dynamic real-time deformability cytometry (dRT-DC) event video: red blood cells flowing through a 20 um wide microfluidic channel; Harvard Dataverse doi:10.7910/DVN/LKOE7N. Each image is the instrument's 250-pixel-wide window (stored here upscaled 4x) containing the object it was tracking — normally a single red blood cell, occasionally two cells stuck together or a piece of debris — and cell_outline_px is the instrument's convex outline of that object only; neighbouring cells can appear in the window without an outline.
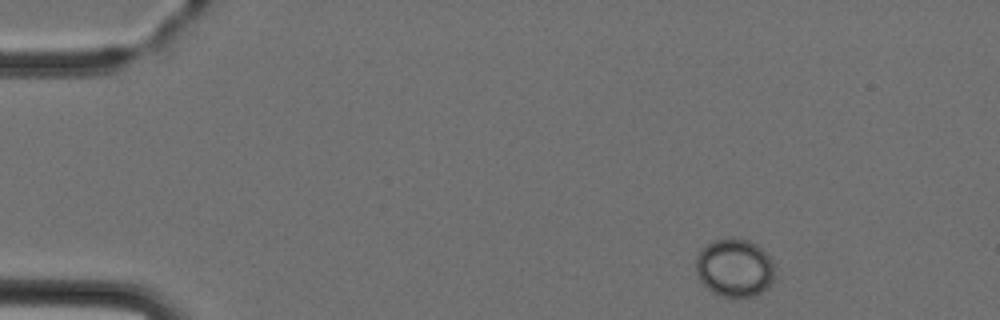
{"species": "Egyptian fruit bat (a non-hibernating species)", "species_latin": "Rousettus aegyptiacus", "temperature_condition": "cold", "stored_images_in_passage": 4, "camera_frame_rate_fps": 3000, "um_per_image_px": 0.085, "animal": {"sex": "female"}, "frame": {"image": 1, "passage_image": 1, "time_ms": 0.0, "image_size_px": [1000, 320], "cell_outline_px": [[772, 280], [768, 288], [752, 296], [720, 296], [712, 292], [700, 280], [696, 272], [696, 256], [700, 248], [712, 240], [732, 236], [748, 240], [756, 244], [768, 256], [772, 264]], "centroid_in_image_um": [62.38, 22.72], "position_along_channel_um": 22.6, "area_um2": 26.65}}
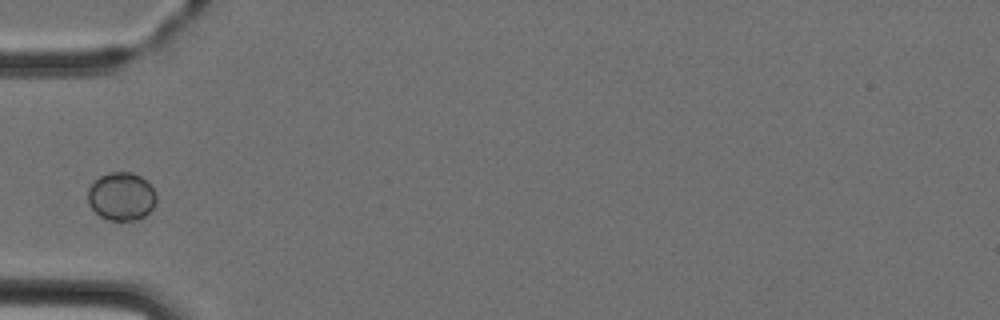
{"frame": {"image": 2, "passage_image": 4, "time_ms": 3.333, "image_size_px": [1000, 320], "cell_outline_px": [[156, 200], [152, 208], [144, 216], [136, 220], [108, 220], [100, 216], [88, 204], [88, 188], [100, 176], [108, 172], [132, 172], [148, 180], [152, 184], [156, 192]], "centroid_in_image_um": [10.34, 16.68], "position_along_channel_um": 74.7, "area_um2": 19.36}}